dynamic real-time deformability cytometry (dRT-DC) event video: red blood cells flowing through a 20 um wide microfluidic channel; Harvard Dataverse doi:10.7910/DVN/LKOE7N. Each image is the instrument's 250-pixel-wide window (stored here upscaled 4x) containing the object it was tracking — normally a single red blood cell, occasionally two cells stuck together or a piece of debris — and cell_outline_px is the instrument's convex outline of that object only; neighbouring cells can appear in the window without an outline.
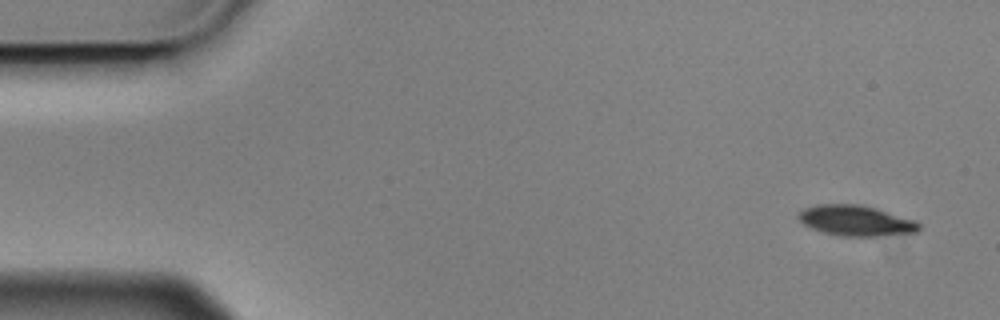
{"species": "Egyptian fruit bat (a non-hibernating species)", "species_latin": "Rousettus aegyptiacus", "temperature_condition": "cold", "stored_images_in_passage": 4, "camera_frame_rate_fps": 3000, "um_per_image_px": 0.085, "animal": {"sex": "male"}, "frame": {"image": 1, "passage_image": 1, "time_ms": 0.0, "image_size_px": [1000, 320], "cell_outline_px": [[920, 228], [916, 232], [876, 236], [840, 236], [824, 232], [812, 228], [804, 224], [796, 216], [804, 208], [816, 204], [856, 204], [872, 208], [916, 220], [920, 224]], "centroid_in_image_um": [72.72, 18.75], "position_along_channel_um": 12.3, "area_um2": 21.1}}
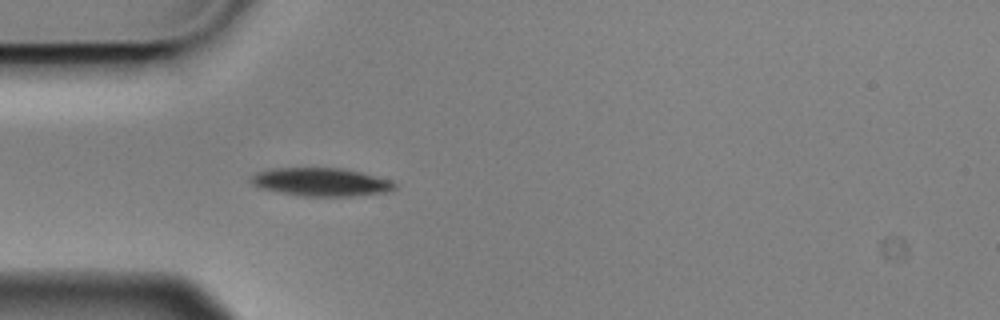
{"frame": {"image": 2, "passage_image": 4, "time_ms": 1.0, "image_size_px": [1000, 320], "cell_outline_px": [[396, 188], [388, 192], [352, 196], [304, 196], [260, 188], [252, 184], [248, 180], [256, 172], [272, 168], [344, 168], [392, 180], [396, 184]], "centroid_in_image_um": [27.3, 15.46], "position_along_channel_um": 57.7, "area_um2": 23.64}}